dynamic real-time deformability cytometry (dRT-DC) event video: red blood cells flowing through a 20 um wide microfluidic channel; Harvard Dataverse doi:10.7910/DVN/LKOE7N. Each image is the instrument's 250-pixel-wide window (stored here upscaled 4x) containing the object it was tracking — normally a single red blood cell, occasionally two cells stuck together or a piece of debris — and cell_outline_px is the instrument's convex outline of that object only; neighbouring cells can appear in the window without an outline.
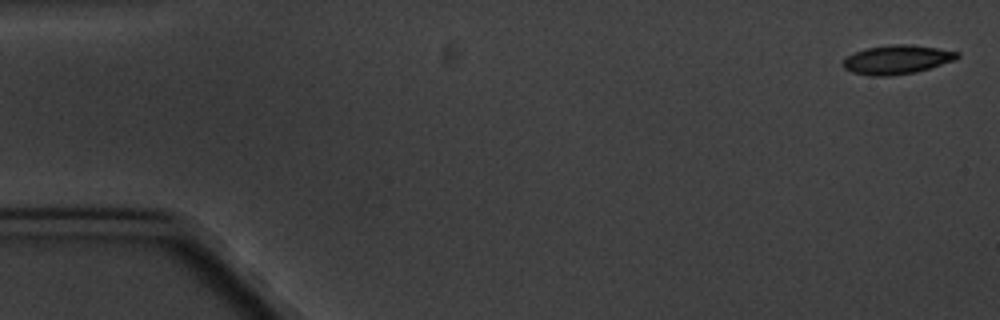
{"species": "common noctule bat (a hibernating species)", "species_latin": "Nyctalus noctula", "temperature_condition": "cold", "stored_images_in_passage": 10, "camera_frame_rate_fps": 3000, "um_per_image_px": 0.085, "animal": {"sex": "male", "body_mass_g": 20.1, "forearm_length_mm": 53.5}, "frame": {"image": 1, "passage_image": 1, "time_ms": 0.0, "image_size_px": [1000, 320], "cell_outline_px": [[960, 56], [952, 60], [916, 72], [888, 76], [872, 76], [852, 72], [844, 68], [840, 64], [844, 56], [864, 48], [892, 44], [908, 44], [936, 48], [960, 52]], "centroid_in_image_um": [76.14, 5.06], "position_along_channel_um": 8.9, "area_um2": 19.31}}
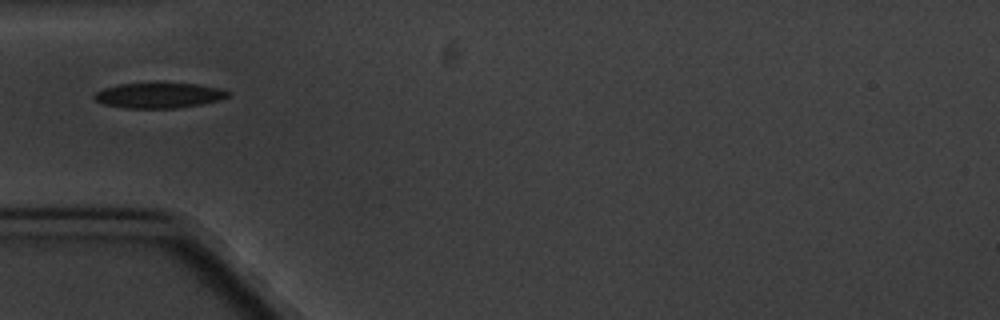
{"frame": {"image": 2, "passage_image": 5, "time_ms": 5.667, "image_size_px": [1000, 320], "cell_outline_px": [[232, 92], [228, 96], [220, 100], [200, 104], [176, 108], [124, 108], [104, 104], [96, 100], [92, 96], [96, 92], [104, 88], [120, 84], [196, 84], [220, 88]], "centroid_in_image_um": [13.52, 8.12], "position_along_channel_um": 71.5, "area_um2": 19.42}}
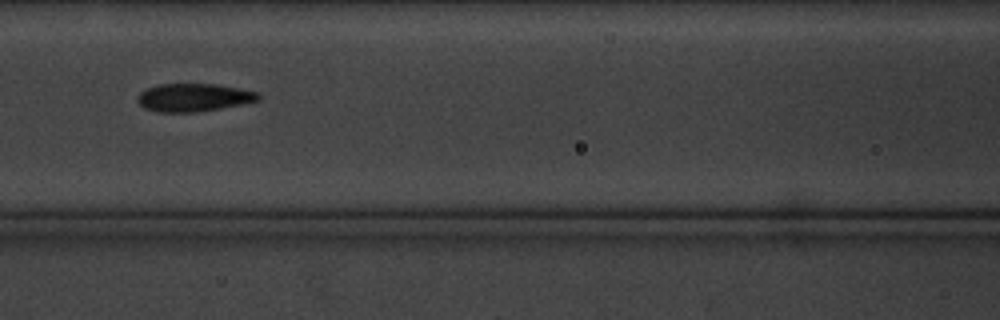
{"frame": {"image": 3, "passage_image": 7, "time_ms": 8.0, "image_size_px": [1000, 320], "cell_outline_px": [[260, 100], [220, 108], [196, 112], [156, 112], [144, 108], [136, 100], [136, 96], [140, 92], [156, 84], [216, 84], [260, 92]], "centroid_in_image_um": [16.43, 8.28], "position_along_channel_um": 150.2, "area_um2": 19.77}}